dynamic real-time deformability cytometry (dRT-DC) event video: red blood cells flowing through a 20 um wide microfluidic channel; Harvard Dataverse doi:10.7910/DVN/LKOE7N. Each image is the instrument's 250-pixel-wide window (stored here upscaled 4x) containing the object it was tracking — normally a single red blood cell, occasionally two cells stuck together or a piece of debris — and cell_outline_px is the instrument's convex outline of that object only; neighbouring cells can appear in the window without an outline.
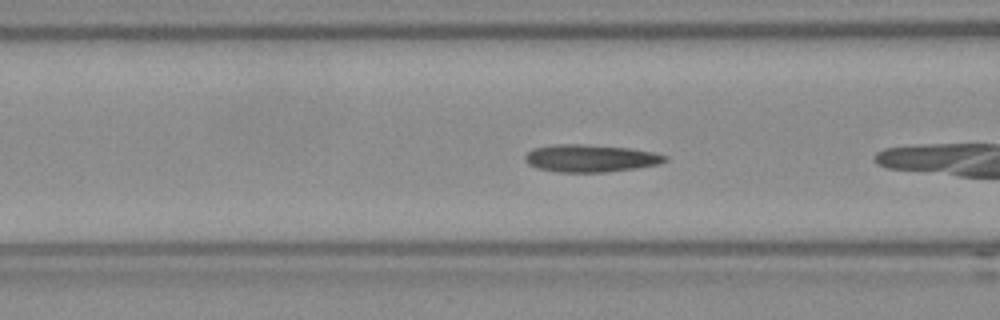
{"species": "Egyptian fruit bat (a non-hibernating species)", "species_latin": "Rousettus aegyptiacus", "temperature_condition": "room temperature", "stored_images_in_passage": 6, "camera_frame_rate_fps": 3000, "um_per_image_px": 0.085, "frame": {"image": 1, "passage_image": 5, "time_ms": 1.333, "image_size_px": [1000, 320], "cell_outline_px": [[668, 160], [660, 164], [636, 168], [604, 172], [560, 172], [536, 168], [528, 164], [524, 160], [524, 156], [532, 148], [556, 144], [584, 144], [628, 148], [652, 152], [668, 156]], "centroid_in_image_um": [50.17, 13.45], "position_along_channel_um": 116.4, "area_um2": 22.43}}